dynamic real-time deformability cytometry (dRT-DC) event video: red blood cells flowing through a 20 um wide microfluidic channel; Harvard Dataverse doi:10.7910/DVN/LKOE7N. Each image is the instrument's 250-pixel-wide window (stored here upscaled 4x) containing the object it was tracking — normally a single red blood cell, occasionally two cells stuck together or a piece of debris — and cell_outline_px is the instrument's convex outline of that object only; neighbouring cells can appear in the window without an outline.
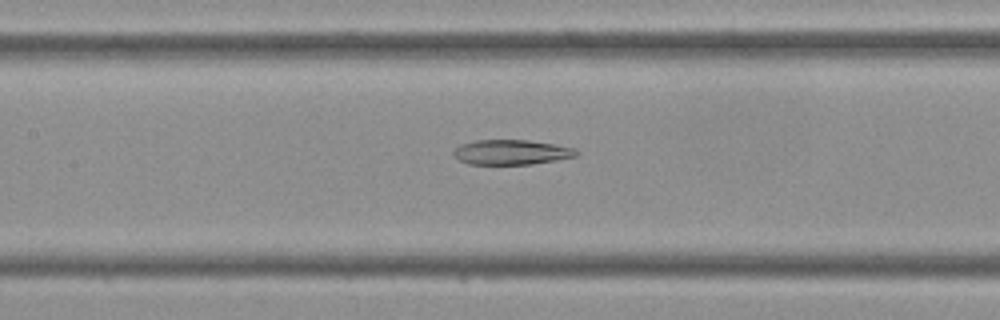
{"species": "Egyptian fruit bat (a non-hibernating species)", "species_latin": "Rousettus aegyptiacus", "temperature_condition": "cold", "stored_images_in_passage": 44, "camera_frame_rate_fps": 3000, "um_per_image_px": 0.085, "frame": {"image": 1, "passage_image": 20, "time_ms": 6.333, "image_size_px": [1000, 320], "cell_outline_px": [[580, 152], [576, 156], [556, 160], [532, 164], [468, 164], [452, 156], [452, 152], [460, 144], [476, 140], [528, 140], [556, 144], [576, 148]], "centroid_in_image_um": [43.48, 12.93], "position_along_channel_um": 163.9, "area_um2": 17.98}}
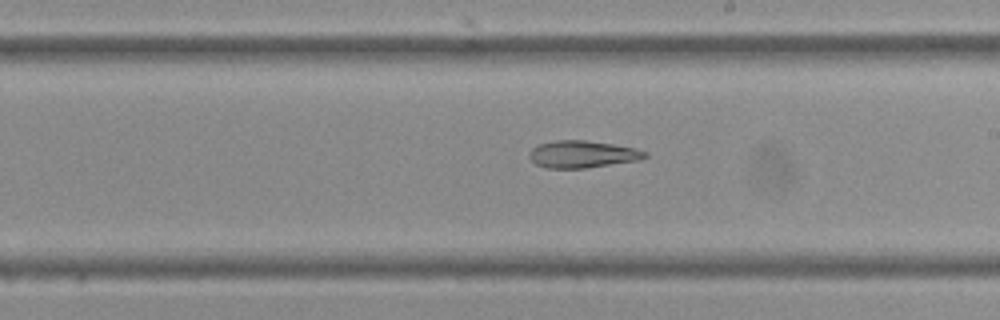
{"frame": {"image": 2, "passage_image": 25, "time_ms": 8.0, "image_size_px": [1000, 320], "cell_outline_px": [[648, 156], [640, 160], [584, 168], [548, 168], [536, 164], [528, 156], [528, 152], [532, 148], [540, 144], [556, 140], [584, 140], [612, 144], [636, 148], [648, 152]], "centroid_in_image_um": [49.52, 13.11], "position_along_channel_um": 239.5, "area_um2": 18.26}}
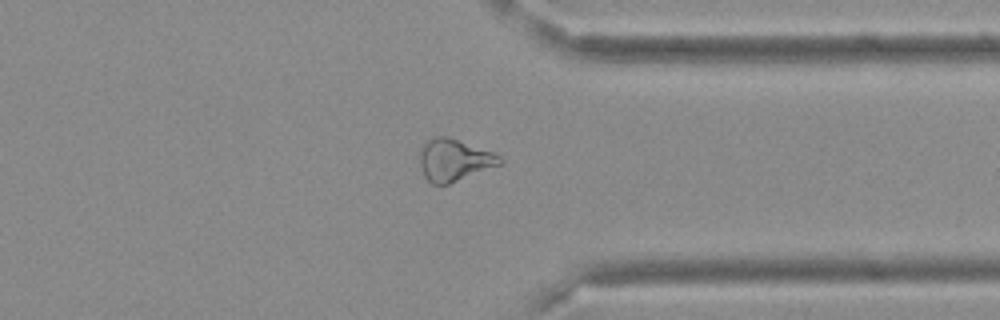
{"frame": {"image": 3, "passage_image": 34, "time_ms": 11.0, "image_size_px": [1000, 320], "cell_outline_px": [[504, 164], [448, 184], [432, 184], [424, 176], [420, 164], [420, 152], [424, 144], [428, 140], [436, 136], [444, 136], [492, 152], [500, 156], [504, 160]], "centroid_in_image_um": [38.63, 13.63], "position_along_channel_um": 372.8, "area_um2": 19.36}}